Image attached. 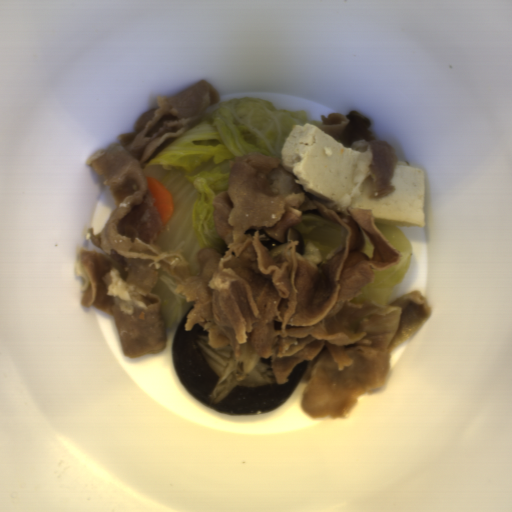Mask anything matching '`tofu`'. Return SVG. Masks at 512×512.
Masks as SVG:
<instances>
[{
    "mask_svg": "<svg viewBox=\"0 0 512 512\" xmlns=\"http://www.w3.org/2000/svg\"><path fill=\"white\" fill-rule=\"evenodd\" d=\"M360 150L345 147L311 122L293 124L281 151L284 170L295 175L303 186L326 203L350 195L356 182Z\"/></svg>",
    "mask_w": 512,
    "mask_h": 512,
    "instance_id": "5b9d583a",
    "label": "tofu"
},
{
    "mask_svg": "<svg viewBox=\"0 0 512 512\" xmlns=\"http://www.w3.org/2000/svg\"><path fill=\"white\" fill-rule=\"evenodd\" d=\"M394 191L382 198L368 199L372 180L365 179L361 195L352 207L371 209L377 224L426 228V183L420 168L396 165L389 181Z\"/></svg>",
    "mask_w": 512,
    "mask_h": 512,
    "instance_id": "ead7c124",
    "label": "tofu"
}]
</instances>
